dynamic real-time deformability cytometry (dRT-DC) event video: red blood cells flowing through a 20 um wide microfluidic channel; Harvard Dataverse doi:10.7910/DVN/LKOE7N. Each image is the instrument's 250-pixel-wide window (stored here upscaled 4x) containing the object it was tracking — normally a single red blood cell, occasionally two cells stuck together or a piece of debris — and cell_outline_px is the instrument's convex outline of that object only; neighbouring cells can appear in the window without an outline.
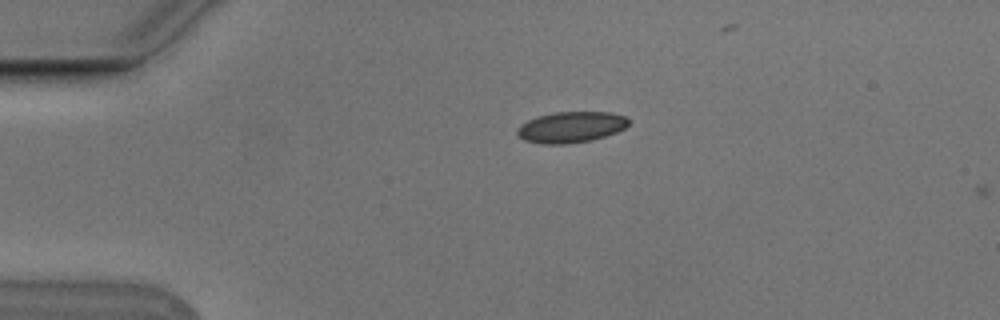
{"species": "Egyptian fruit bat (a non-hibernating species)", "species_latin": "Rousettus aegyptiacus", "temperature_condition": "cold", "stored_images_in_passage": 2, "camera_frame_rate_fps": 3000, "um_per_image_px": 0.085, "animal": {"sex": "male"}, "frame": {"image": 1, "passage_image": 1, "time_ms": 0.0, "image_size_px": [1000, 320], "cell_outline_px": [[628, 124], [624, 128], [616, 132], [592, 140], [568, 144], [544, 144], [524, 140], [516, 132], [516, 128], [520, 124], [536, 116], [556, 112], [612, 112], [624, 116], [628, 120]], "centroid_in_image_um": [48.5, 10.8], "position_along_channel_um": 36.5, "area_um2": 20.11}}